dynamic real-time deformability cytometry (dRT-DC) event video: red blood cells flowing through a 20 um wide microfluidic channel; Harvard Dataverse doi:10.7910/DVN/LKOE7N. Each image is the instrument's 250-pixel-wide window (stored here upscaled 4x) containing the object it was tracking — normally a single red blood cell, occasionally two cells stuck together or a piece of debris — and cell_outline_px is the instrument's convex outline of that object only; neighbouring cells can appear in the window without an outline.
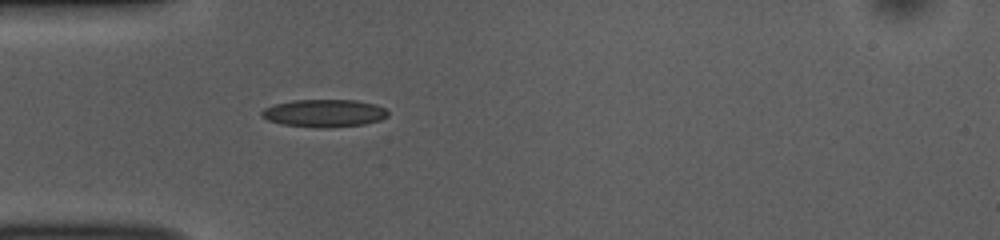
{"species": "common noctule bat (a hibernating species)", "species_latin": "Nyctalus noctula", "temperature_condition": "room temperature", "stored_images_in_passage": 38, "camera_frame_rate_fps": 3000, "um_per_image_px": 0.085, "animal": {"sex": "female", "body_mass_g": 10.0, "forearm_length_mm": 53.1}, "frame": {"image": 1, "passage_image": 1, "time_ms": 0.0, "image_size_px": [1000, 240], "cell_outline_px": [[388, 116], [380, 120], [364, 124], [328, 128], [316, 128], [280, 124], [268, 120], [260, 116], [260, 112], [264, 108], [276, 104], [292, 100], [356, 100], [376, 104], [384, 108], [388, 112]], "centroid_in_image_um": [27.54, 9.63], "position_along_channel_um": 57.5, "area_um2": 20.52}}
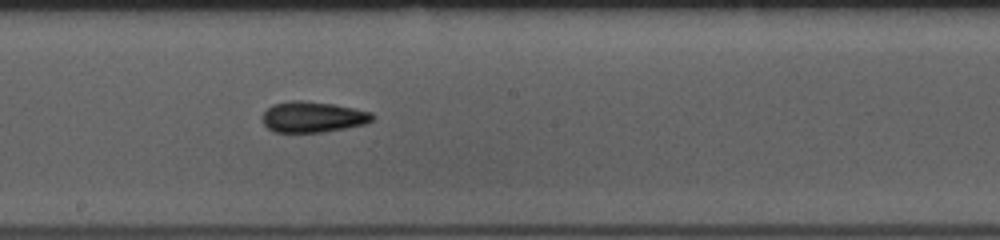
{"frame": {"image": 2, "passage_image": 14, "time_ms": 4.333, "image_size_px": [1000, 240], "cell_outline_px": [[376, 116], [372, 120], [364, 124], [324, 132], [276, 132], [268, 128], [264, 124], [264, 112], [272, 104], [292, 100], [300, 100], [332, 104], [372, 112]], "centroid_in_image_um": [26.6, 9.94], "position_along_channel_um": 221.6, "area_um2": 19.54}}
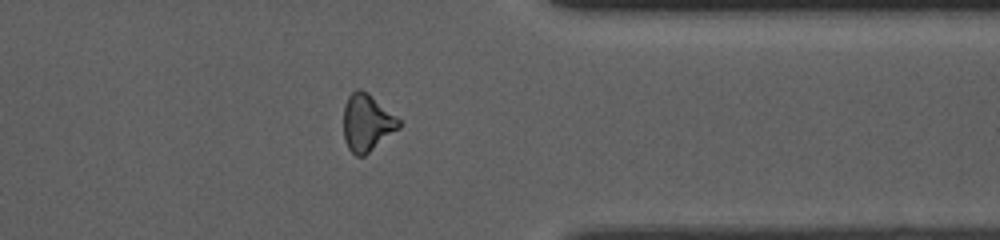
{"frame": {"image": 3, "passage_image": 27, "time_ms": 8.667, "image_size_px": [1000, 240], "cell_outline_px": [[400, 128], [364, 156], [356, 156], [348, 148], [344, 140], [344, 104], [348, 96], [356, 88], [360, 88], [368, 92], [396, 116], [400, 120]], "centroid_in_image_um": [31.18, 10.41], "position_along_channel_um": 380.2, "area_um2": 18.5}, "authors_computed_cell_mechanics": {"area_um2": 18.7561, "velocity_mm_per_s": 3.8685, "shape_relaxation_time_tau1_ms": null, "shape_relaxation_time_tau2_ms": 4.8753, "deformation_change_tau1": null, "deformation_change_tau2": 0.1307}}